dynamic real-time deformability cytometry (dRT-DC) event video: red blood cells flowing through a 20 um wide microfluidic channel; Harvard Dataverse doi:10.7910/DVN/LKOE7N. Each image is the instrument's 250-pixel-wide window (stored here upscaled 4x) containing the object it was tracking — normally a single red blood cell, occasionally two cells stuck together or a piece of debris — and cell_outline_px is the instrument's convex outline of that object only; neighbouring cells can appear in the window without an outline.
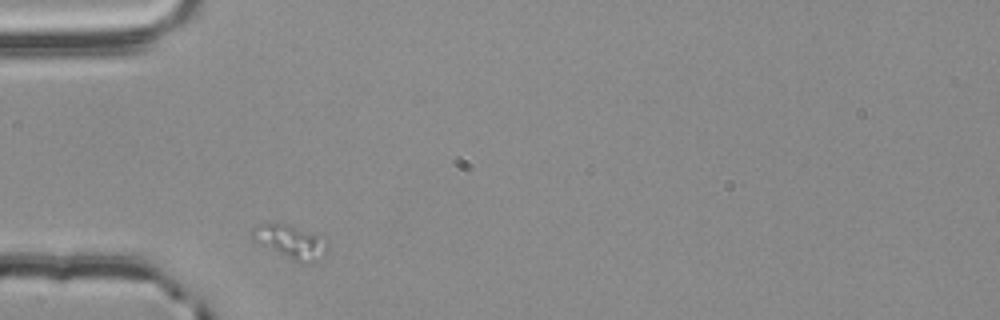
{"species": "common noctule bat (a hibernating species)", "species_latin": "Nyctalus noctula", "temperature_condition": "room temperature", "stored_images_in_passage": 4, "camera_frame_rate_fps": 3000, "um_per_image_px": 0.085, "animal": {"sex": "male", "body_mass_g": 20.4}, "frame": {"image": 1, "passage_image": 1, "time_ms": 0.0, "image_size_px": [1000, 320], "cell_outline_px": [[328, 248], [324, 256], [312, 264], [300, 264], [252, 244], [248, 236], [248, 232], [252, 228], [260, 224], [288, 224], [328, 240]], "centroid_in_image_um": [24.59, 20.61], "position_along_channel_um": 60.4, "area_um2": 15.66}}